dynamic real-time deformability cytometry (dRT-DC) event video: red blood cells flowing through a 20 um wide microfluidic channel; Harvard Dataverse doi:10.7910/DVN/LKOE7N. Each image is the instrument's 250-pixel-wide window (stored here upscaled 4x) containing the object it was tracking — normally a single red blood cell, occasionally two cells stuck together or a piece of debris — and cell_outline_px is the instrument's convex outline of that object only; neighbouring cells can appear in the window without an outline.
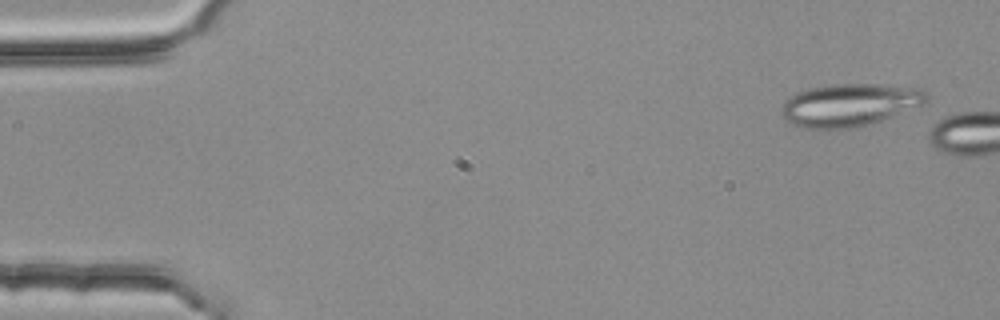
{"species": "common noctule bat (a hibernating species)", "species_latin": "Nyctalus noctula", "temperature_condition": "room temperature", "stored_images_in_passage": 2, "camera_frame_rate_fps": 3000, "um_per_image_px": 0.085, "animal": {"sex": "female", "body_mass_g": 25.1}, "frame": {"image": 1, "passage_image": 1, "time_ms": 0.0, "image_size_px": [1000, 320], "cell_outline_px": [[928, 100], [924, 104], [880, 120], [856, 128], [804, 128], [792, 124], [784, 120], [780, 112], [780, 108], [784, 100], [788, 96], [796, 92], [808, 88], [832, 84], [880, 84], [924, 88], [928, 92]], "centroid_in_image_um": [72.19, 8.9], "position_along_channel_um": 12.8, "area_um2": 36.41}}